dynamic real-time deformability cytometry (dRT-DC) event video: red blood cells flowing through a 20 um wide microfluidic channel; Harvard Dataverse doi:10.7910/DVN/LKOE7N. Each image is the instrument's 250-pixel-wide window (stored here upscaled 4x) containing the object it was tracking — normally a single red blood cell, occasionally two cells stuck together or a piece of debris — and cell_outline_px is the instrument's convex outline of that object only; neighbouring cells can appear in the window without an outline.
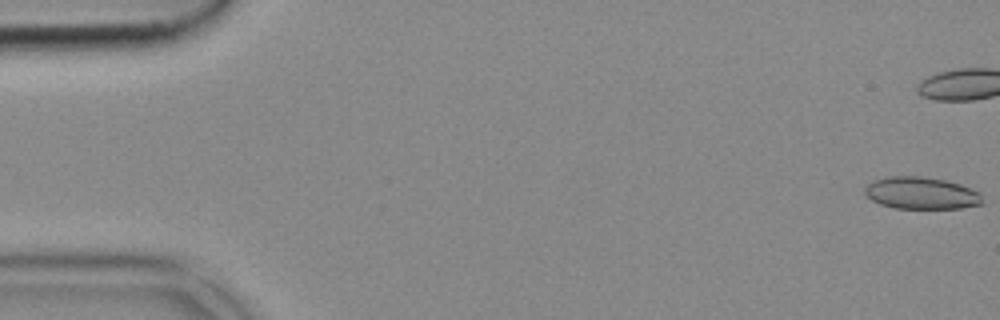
{"species": "common noctule bat (a hibernating species)", "species_latin": "Nyctalus noctula", "temperature_condition": "cold", "stored_images_in_passage": 54, "camera_frame_rate_fps": 3000, "um_per_image_px": 0.085, "animal": {"sex": "female", "body_mass_g": 18.4}, "frame": {"image": 1, "passage_image": 1, "time_ms": 0.0, "image_size_px": [1000, 320], "cell_outline_px": [[984, 204], [960, 208], [892, 208], [880, 204], [872, 200], [864, 192], [864, 188], [872, 180], [888, 176], [920, 176], [944, 180], [960, 184], [980, 192]], "centroid_in_image_um": [78.31, 16.41], "position_along_channel_um": 6.7, "area_um2": 22.08}}